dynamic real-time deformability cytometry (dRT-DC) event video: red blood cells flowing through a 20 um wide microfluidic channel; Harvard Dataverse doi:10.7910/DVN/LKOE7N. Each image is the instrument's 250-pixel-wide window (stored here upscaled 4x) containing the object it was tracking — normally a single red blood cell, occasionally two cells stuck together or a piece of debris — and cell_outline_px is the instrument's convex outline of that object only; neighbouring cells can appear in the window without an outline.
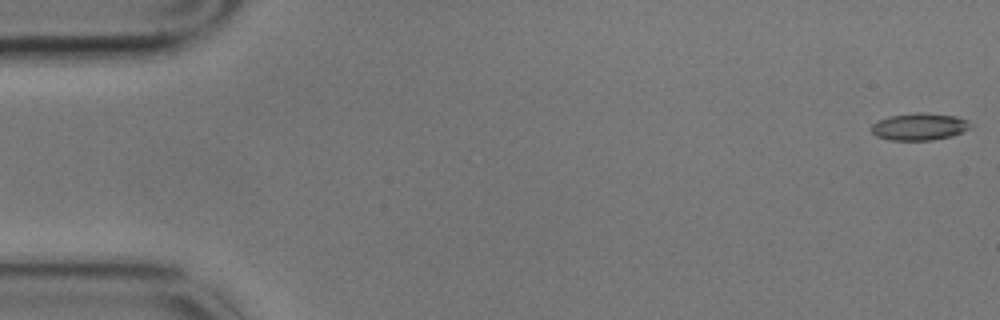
{"species": "common noctule bat (a hibernating species)", "species_latin": "Nyctalus noctula", "temperature_condition": "cold", "stored_images_in_passage": 5, "camera_frame_rate_fps": 3000, "um_per_image_px": 0.085, "animal": {"sex": "male", "body_mass_g": 17.9}, "frame": {"image": 1, "passage_image": 1, "time_ms": 0.0, "image_size_px": [1000, 320], "cell_outline_px": [[972, 128], [952, 136], [932, 140], [892, 140], [876, 136], [872, 132], [872, 124], [888, 116], [916, 112], [924, 112], [956, 116], [968, 120], [972, 124]], "centroid_in_image_um": [78.19, 10.76], "position_along_channel_um": 6.8, "area_um2": 15.78}}